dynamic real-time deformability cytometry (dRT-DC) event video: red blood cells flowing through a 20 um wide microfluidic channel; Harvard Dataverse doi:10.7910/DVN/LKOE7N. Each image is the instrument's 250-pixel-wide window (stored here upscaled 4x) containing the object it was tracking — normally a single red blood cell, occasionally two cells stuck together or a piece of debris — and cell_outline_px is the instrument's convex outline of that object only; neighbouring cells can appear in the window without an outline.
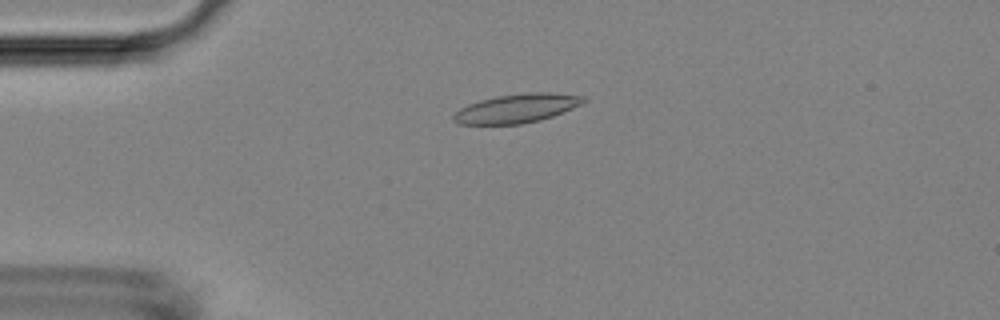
{"species": "Egyptian fruit bat (a non-hibernating species)", "species_latin": "Rousettus aegyptiacus", "temperature_condition": "room temperature", "stored_images_in_passage": 46, "camera_frame_rate_fps": 3000, "um_per_image_px": 0.085, "animal": {"sex": "female"}, "frame": {"image": 1, "passage_image": 5, "time_ms": 1.333, "image_size_px": [1000, 320], "cell_outline_px": [[588, 100], [572, 108], [552, 116], [540, 120], [520, 124], [460, 124], [452, 120], [452, 116], [460, 108], [468, 104], [480, 100], [496, 96], [528, 92], [548, 92], [584, 96]], "centroid_in_image_um": [43.91, 9.2], "position_along_channel_um": 41.1, "area_um2": 21.79}}
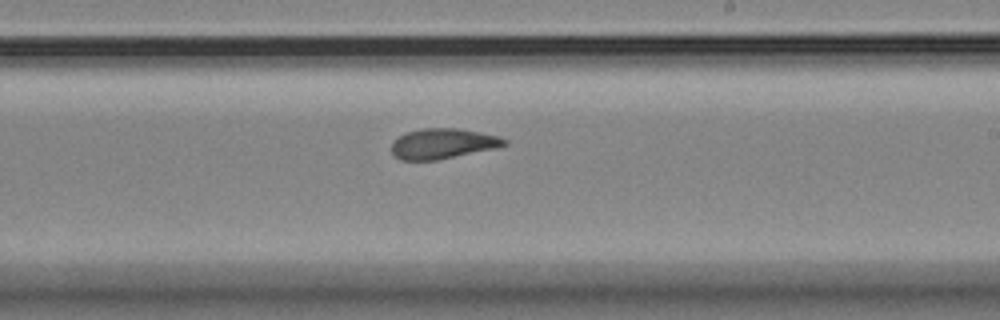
{"frame": {"image": 2, "passage_image": 24, "time_ms": 7.667, "image_size_px": [1000, 320], "cell_outline_px": [[508, 144], [496, 148], [436, 160], [400, 160], [392, 156], [392, 140], [404, 132], [424, 128], [456, 128], [480, 132], [500, 136], [508, 140]], "centroid_in_image_um": [37.61, 12.2], "position_along_channel_um": 251.4, "area_um2": 20.11}}
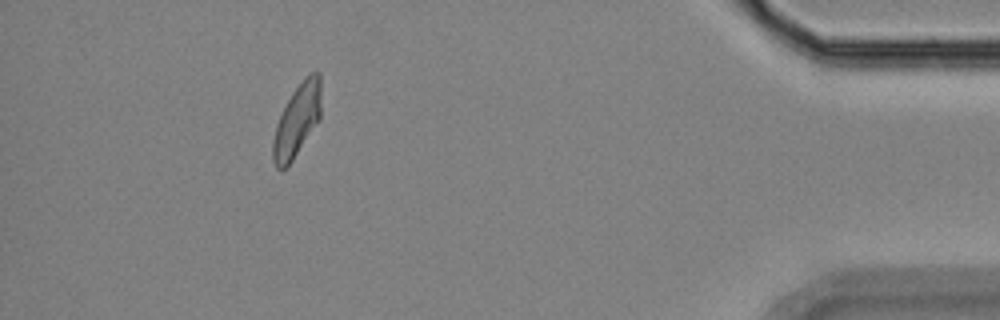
{"frame": {"image": 3, "passage_image": 41, "time_ms": 13.333, "image_size_px": [1000, 320], "cell_outline_px": [[320, 120], [292, 160], [280, 172], [276, 168], [272, 160], [272, 140], [276, 124], [292, 92], [304, 76], [312, 72], [320, 72]], "centroid_in_image_um": [25.24, 10.24], "position_along_channel_um": 410.0, "area_um2": 20.35}, "authors_computed_cell_mechanics": {"area_um2": 20.5479, "velocity_mm_per_s": 3.7226, "shape_relaxation_time_tau1_ms": 7.9478, "shape_relaxation_time_tau2_ms": 2.3637, "deformation_change_tau1": 0.2339, "deformation_change_tau2": 0.0929}}